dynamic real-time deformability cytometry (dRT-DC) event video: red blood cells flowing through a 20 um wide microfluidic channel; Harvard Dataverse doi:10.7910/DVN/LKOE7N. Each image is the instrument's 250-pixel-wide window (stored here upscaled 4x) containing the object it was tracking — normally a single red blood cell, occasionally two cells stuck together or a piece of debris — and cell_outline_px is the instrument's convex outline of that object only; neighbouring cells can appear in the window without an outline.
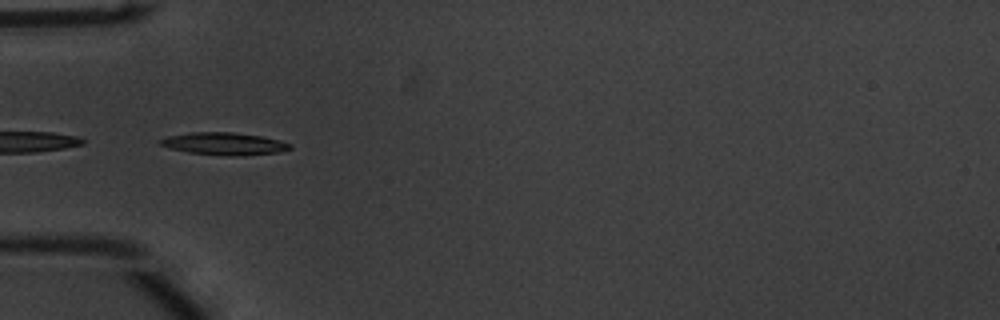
{"species": "common noctule bat (a hibernating species)", "species_latin": "Nyctalus noctula", "temperature_condition": "warm", "stored_images_in_passage": 30, "segment_of_instrument_passage": [2, 2], "camera_frame_rate_fps": 3000, "um_per_image_px": 0.085, "animal": {"sex": "male", "body_mass_g": 20.1, "forearm_length_mm": 53.5}, "frame": {"image": 1, "passage_image": 19, "time_ms": 6.0, "image_size_px": [1000, 320], "cell_outline_px": [[292, 148], [280, 152], [240, 156], [228, 156], [188, 152], [168, 148], [160, 144], [156, 140], [168, 136], [192, 132], [232, 132], [260, 136], [280, 140], [292, 144]], "centroid_in_image_um": [19.05, 12.22], "position_along_channel_um": 66.0, "area_um2": 17.05}}